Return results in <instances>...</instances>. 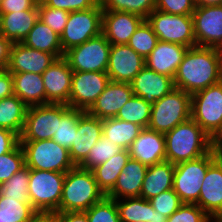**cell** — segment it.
<instances>
[{
  "label": "cell",
  "instance_id": "6da1fadb",
  "mask_svg": "<svg viewBox=\"0 0 222 222\" xmlns=\"http://www.w3.org/2000/svg\"><path fill=\"white\" fill-rule=\"evenodd\" d=\"M174 87L192 95L222 81L220 49L195 46L188 48L173 78Z\"/></svg>",
  "mask_w": 222,
  "mask_h": 222
},
{
  "label": "cell",
  "instance_id": "7a4b0ae2",
  "mask_svg": "<svg viewBox=\"0 0 222 222\" xmlns=\"http://www.w3.org/2000/svg\"><path fill=\"white\" fill-rule=\"evenodd\" d=\"M164 137L166 161L174 165L210 152V136L192 118L174 127Z\"/></svg>",
  "mask_w": 222,
  "mask_h": 222
},
{
  "label": "cell",
  "instance_id": "3957f363",
  "mask_svg": "<svg viewBox=\"0 0 222 222\" xmlns=\"http://www.w3.org/2000/svg\"><path fill=\"white\" fill-rule=\"evenodd\" d=\"M104 197L92 170L75 166L66 172L58 213L85 212Z\"/></svg>",
  "mask_w": 222,
  "mask_h": 222
},
{
  "label": "cell",
  "instance_id": "277c9868",
  "mask_svg": "<svg viewBox=\"0 0 222 222\" xmlns=\"http://www.w3.org/2000/svg\"><path fill=\"white\" fill-rule=\"evenodd\" d=\"M189 118H191V95L174 88L152 105L148 128L166 134Z\"/></svg>",
  "mask_w": 222,
  "mask_h": 222
},
{
  "label": "cell",
  "instance_id": "5b68a950",
  "mask_svg": "<svg viewBox=\"0 0 222 222\" xmlns=\"http://www.w3.org/2000/svg\"><path fill=\"white\" fill-rule=\"evenodd\" d=\"M29 169L66 173L75 165L69 150L54 140L20 141Z\"/></svg>",
  "mask_w": 222,
  "mask_h": 222
},
{
  "label": "cell",
  "instance_id": "8992f818",
  "mask_svg": "<svg viewBox=\"0 0 222 222\" xmlns=\"http://www.w3.org/2000/svg\"><path fill=\"white\" fill-rule=\"evenodd\" d=\"M66 173L30 169L29 199L37 212H58Z\"/></svg>",
  "mask_w": 222,
  "mask_h": 222
},
{
  "label": "cell",
  "instance_id": "52a82bcc",
  "mask_svg": "<svg viewBox=\"0 0 222 222\" xmlns=\"http://www.w3.org/2000/svg\"><path fill=\"white\" fill-rule=\"evenodd\" d=\"M216 160L211 152L175 165L173 190L182 203L196 204L208 167Z\"/></svg>",
  "mask_w": 222,
  "mask_h": 222
},
{
  "label": "cell",
  "instance_id": "ba28073f",
  "mask_svg": "<svg viewBox=\"0 0 222 222\" xmlns=\"http://www.w3.org/2000/svg\"><path fill=\"white\" fill-rule=\"evenodd\" d=\"M102 13L100 2L93 8L69 13L65 29L60 35L63 53L102 33Z\"/></svg>",
  "mask_w": 222,
  "mask_h": 222
},
{
  "label": "cell",
  "instance_id": "9c48e42d",
  "mask_svg": "<svg viewBox=\"0 0 222 222\" xmlns=\"http://www.w3.org/2000/svg\"><path fill=\"white\" fill-rule=\"evenodd\" d=\"M110 49V42L101 33L69 49L63 57L73 72H107Z\"/></svg>",
  "mask_w": 222,
  "mask_h": 222
},
{
  "label": "cell",
  "instance_id": "30bf717a",
  "mask_svg": "<svg viewBox=\"0 0 222 222\" xmlns=\"http://www.w3.org/2000/svg\"><path fill=\"white\" fill-rule=\"evenodd\" d=\"M159 41L195 47V35L192 15L168 14L154 10L146 18Z\"/></svg>",
  "mask_w": 222,
  "mask_h": 222
},
{
  "label": "cell",
  "instance_id": "8fae6325",
  "mask_svg": "<svg viewBox=\"0 0 222 222\" xmlns=\"http://www.w3.org/2000/svg\"><path fill=\"white\" fill-rule=\"evenodd\" d=\"M191 118L209 136L222 127V81L191 95Z\"/></svg>",
  "mask_w": 222,
  "mask_h": 222
},
{
  "label": "cell",
  "instance_id": "7c38bea8",
  "mask_svg": "<svg viewBox=\"0 0 222 222\" xmlns=\"http://www.w3.org/2000/svg\"><path fill=\"white\" fill-rule=\"evenodd\" d=\"M61 118V104L29 106L20 141H38L52 139Z\"/></svg>",
  "mask_w": 222,
  "mask_h": 222
},
{
  "label": "cell",
  "instance_id": "4fadbf2b",
  "mask_svg": "<svg viewBox=\"0 0 222 222\" xmlns=\"http://www.w3.org/2000/svg\"><path fill=\"white\" fill-rule=\"evenodd\" d=\"M109 82L107 72H73L67 105L87 112Z\"/></svg>",
  "mask_w": 222,
  "mask_h": 222
},
{
  "label": "cell",
  "instance_id": "5bb4252c",
  "mask_svg": "<svg viewBox=\"0 0 222 222\" xmlns=\"http://www.w3.org/2000/svg\"><path fill=\"white\" fill-rule=\"evenodd\" d=\"M196 46L222 49V5L196 6L193 14Z\"/></svg>",
  "mask_w": 222,
  "mask_h": 222
},
{
  "label": "cell",
  "instance_id": "9a60e30c",
  "mask_svg": "<svg viewBox=\"0 0 222 222\" xmlns=\"http://www.w3.org/2000/svg\"><path fill=\"white\" fill-rule=\"evenodd\" d=\"M145 67V59L129 45H111L107 74L111 81L130 83Z\"/></svg>",
  "mask_w": 222,
  "mask_h": 222
},
{
  "label": "cell",
  "instance_id": "2e32d148",
  "mask_svg": "<svg viewBox=\"0 0 222 222\" xmlns=\"http://www.w3.org/2000/svg\"><path fill=\"white\" fill-rule=\"evenodd\" d=\"M73 70L64 57L57 58L41 75L46 104H68Z\"/></svg>",
  "mask_w": 222,
  "mask_h": 222
},
{
  "label": "cell",
  "instance_id": "e0dca14e",
  "mask_svg": "<svg viewBox=\"0 0 222 222\" xmlns=\"http://www.w3.org/2000/svg\"><path fill=\"white\" fill-rule=\"evenodd\" d=\"M133 96L130 83L110 80L87 113L101 120L115 118L119 110Z\"/></svg>",
  "mask_w": 222,
  "mask_h": 222
},
{
  "label": "cell",
  "instance_id": "ac0fdd59",
  "mask_svg": "<svg viewBox=\"0 0 222 222\" xmlns=\"http://www.w3.org/2000/svg\"><path fill=\"white\" fill-rule=\"evenodd\" d=\"M145 19L140 15L119 11H103L102 34L111 45L127 44Z\"/></svg>",
  "mask_w": 222,
  "mask_h": 222
},
{
  "label": "cell",
  "instance_id": "d6986e66",
  "mask_svg": "<svg viewBox=\"0 0 222 222\" xmlns=\"http://www.w3.org/2000/svg\"><path fill=\"white\" fill-rule=\"evenodd\" d=\"M56 58L47 52L27 47L21 42L13 43L7 70L10 73L42 74Z\"/></svg>",
  "mask_w": 222,
  "mask_h": 222
},
{
  "label": "cell",
  "instance_id": "ffe728a7",
  "mask_svg": "<svg viewBox=\"0 0 222 222\" xmlns=\"http://www.w3.org/2000/svg\"><path fill=\"white\" fill-rule=\"evenodd\" d=\"M130 158L138 160L146 166L166 161L164 134L143 128L128 149Z\"/></svg>",
  "mask_w": 222,
  "mask_h": 222
},
{
  "label": "cell",
  "instance_id": "44dd1931",
  "mask_svg": "<svg viewBox=\"0 0 222 222\" xmlns=\"http://www.w3.org/2000/svg\"><path fill=\"white\" fill-rule=\"evenodd\" d=\"M102 137V120L85 112L78 120L77 132L69 149L71 161L79 166L88 156L90 149Z\"/></svg>",
  "mask_w": 222,
  "mask_h": 222
},
{
  "label": "cell",
  "instance_id": "7402d4cb",
  "mask_svg": "<svg viewBox=\"0 0 222 222\" xmlns=\"http://www.w3.org/2000/svg\"><path fill=\"white\" fill-rule=\"evenodd\" d=\"M196 204L212 219L222 212V160L208 167Z\"/></svg>",
  "mask_w": 222,
  "mask_h": 222
},
{
  "label": "cell",
  "instance_id": "603a6c76",
  "mask_svg": "<svg viewBox=\"0 0 222 222\" xmlns=\"http://www.w3.org/2000/svg\"><path fill=\"white\" fill-rule=\"evenodd\" d=\"M133 94L153 105L174 89L173 78L159 74L146 66L130 82Z\"/></svg>",
  "mask_w": 222,
  "mask_h": 222
},
{
  "label": "cell",
  "instance_id": "cb8c5ba5",
  "mask_svg": "<svg viewBox=\"0 0 222 222\" xmlns=\"http://www.w3.org/2000/svg\"><path fill=\"white\" fill-rule=\"evenodd\" d=\"M188 48L180 44L158 41L145 59V66L159 74L174 78Z\"/></svg>",
  "mask_w": 222,
  "mask_h": 222
},
{
  "label": "cell",
  "instance_id": "d4e9b609",
  "mask_svg": "<svg viewBox=\"0 0 222 222\" xmlns=\"http://www.w3.org/2000/svg\"><path fill=\"white\" fill-rule=\"evenodd\" d=\"M147 169L148 166L138 160L130 158L118 176L113 189L106 197L113 200L140 197L142 183Z\"/></svg>",
  "mask_w": 222,
  "mask_h": 222
},
{
  "label": "cell",
  "instance_id": "484cf974",
  "mask_svg": "<svg viewBox=\"0 0 222 222\" xmlns=\"http://www.w3.org/2000/svg\"><path fill=\"white\" fill-rule=\"evenodd\" d=\"M38 17V5L31 10L0 14V34L12 43L22 42Z\"/></svg>",
  "mask_w": 222,
  "mask_h": 222
},
{
  "label": "cell",
  "instance_id": "4316f807",
  "mask_svg": "<svg viewBox=\"0 0 222 222\" xmlns=\"http://www.w3.org/2000/svg\"><path fill=\"white\" fill-rule=\"evenodd\" d=\"M174 171L175 165L168 161L148 166L140 197L149 200L162 192L173 189Z\"/></svg>",
  "mask_w": 222,
  "mask_h": 222
},
{
  "label": "cell",
  "instance_id": "83f0119b",
  "mask_svg": "<svg viewBox=\"0 0 222 222\" xmlns=\"http://www.w3.org/2000/svg\"><path fill=\"white\" fill-rule=\"evenodd\" d=\"M13 77L14 94L28 107L46 105V91L43 78L37 73H11Z\"/></svg>",
  "mask_w": 222,
  "mask_h": 222
},
{
  "label": "cell",
  "instance_id": "f1b7e54d",
  "mask_svg": "<svg viewBox=\"0 0 222 222\" xmlns=\"http://www.w3.org/2000/svg\"><path fill=\"white\" fill-rule=\"evenodd\" d=\"M21 43L27 47L50 53L56 59L64 56L60 36L39 19Z\"/></svg>",
  "mask_w": 222,
  "mask_h": 222
},
{
  "label": "cell",
  "instance_id": "f546056e",
  "mask_svg": "<svg viewBox=\"0 0 222 222\" xmlns=\"http://www.w3.org/2000/svg\"><path fill=\"white\" fill-rule=\"evenodd\" d=\"M129 159V150L123 149L121 152L113 155L106 162L92 169L98 188L105 194V196L113 189L118 176L121 174L123 167Z\"/></svg>",
  "mask_w": 222,
  "mask_h": 222
},
{
  "label": "cell",
  "instance_id": "4dcf8cb0",
  "mask_svg": "<svg viewBox=\"0 0 222 222\" xmlns=\"http://www.w3.org/2000/svg\"><path fill=\"white\" fill-rule=\"evenodd\" d=\"M28 106L15 94L0 100V128L16 133L23 131Z\"/></svg>",
  "mask_w": 222,
  "mask_h": 222
},
{
  "label": "cell",
  "instance_id": "1f68e13d",
  "mask_svg": "<svg viewBox=\"0 0 222 222\" xmlns=\"http://www.w3.org/2000/svg\"><path fill=\"white\" fill-rule=\"evenodd\" d=\"M143 128L118 118L102 120V135L123 149H129Z\"/></svg>",
  "mask_w": 222,
  "mask_h": 222
},
{
  "label": "cell",
  "instance_id": "d6a6232c",
  "mask_svg": "<svg viewBox=\"0 0 222 222\" xmlns=\"http://www.w3.org/2000/svg\"><path fill=\"white\" fill-rule=\"evenodd\" d=\"M121 222H152L153 207L142 197L116 199Z\"/></svg>",
  "mask_w": 222,
  "mask_h": 222
},
{
  "label": "cell",
  "instance_id": "836d02e7",
  "mask_svg": "<svg viewBox=\"0 0 222 222\" xmlns=\"http://www.w3.org/2000/svg\"><path fill=\"white\" fill-rule=\"evenodd\" d=\"M84 113L67 104H61V118H58V128L52 140L69 150L77 132L78 120Z\"/></svg>",
  "mask_w": 222,
  "mask_h": 222
},
{
  "label": "cell",
  "instance_id": "e575fe53",
  "mask_svg": "<svg viewBox=\"0 0 222 222\" xmlns=\"http://www.w3.org/2000/svg\"><path fill=\"white\" fill-rule=\"evenodd\" d=\"M37 211L24 198L0 195V222H31Z\"/></svg>",
  "mask_w": 222,
  "mask_h": 222
},
{
  "label": "cell",
  "instance_id": "d590c367",
  "mask_svg": "<svg viewBox=\"0 0 222 222\" xmlns=\"http://www.w3.org/2000/svg\"><path fill=\"white\" fill-rule=\"evenodd\" d=\"M151 108V104L147 103L143 98L134 95L119 110L115 118L147 128L151 118Z\"/></svg>",
  "mask_w": 222,
  "mask_h": 222
},
{
  "label": "cell",
  "instance_id": "8d00e7d4",
  "mask_svg": "<svg viewBox=\"0 0 222 222\" xmlns=\"http://www.w3.org/2000/svg\"><path fill=\"white\" fill-rule=\"evenodd\" d=\"M122 150L123 148L114 144L102 135V137L98 139L96 144L90 149L88 156L79 167L86 170H92Z\"/></svg>",
  "mask_w": 222,
  "mask_h": 222
},
{
  "label": "cell",
  "instance_id": "74e56055",
  "mask_svg": "<svg viewBox=\"0 0 222 222\" xmlns=\"http://www.w3.org/2000/svg\"><path fill=\"white\" fill-rule=\"evenodd\" d=\"M103 11H119L140 15L144 19L155 10V0H100Z\"/></svg>",
  "mask_w": 222,
  "mask_h": 222
},
{
  "label": "cell",
  "instance_id": "f35d334b",
  "mask_svg": "<svg viewBox=\"0 0 222 222\" xmlns=\"http://www.w3.org/2000/svg\"><path fill=\"white\" fill-rule=\"evenodd\" d=\"M159 39L145 19L130 37L129 45L136 53L146 59L157 45Z\"/></svg>",
  "mask_w": 222,
  "mask_h": 222
},
{
  "label": "cell",
  "instance_id": "ab89813d",
  "mask_svg": "<svg viewBox=\"0 0 222 222\" xmlns=\"http://www.w3.org/2000/svg\"><path fill=\"white\" fill-rule=\"evenodd\" d=\"M29 178L30 169L25 165L17 171L8 181L0 185V195L4 198H24L27 202L29 199Z\"/></svg>",
  "mask_w": 222,
  "mask_h": 222
},
{
  "label": "cell",
  "instance_id": "60d3db41",
  "mask_svg": "<svg viewBox=\"0 0 222 222\" xmlns=\"http://www.w3.org/2000/svg\"><path fill=\"white\" fill-rule=\"evenodd\" d=\"M85 212L89 222H121L116 201L106 196Z\"/></svg>",
  "mask_w": 222,
  "mask_h": 222
},
{
  "label": "cell",
  "instance_id": "b9f144b4",
  "mask_svg": "<svg viewBox=\"0 0 222 222\" xmlns=\"http://www.w3.org/2000/svg\"><path fill=\"white\" fill-rule=\"evenodd\" d=\"M24 166V151L19 143L11 152L0 155V185Z\"/></svg>",
  "mask_w": 222,
  "mask_h": 222
},
{
  "label": "cell",
  "instance_id": "7bdbcfd3",
  "mask_svg": "<svg viewBox=\"0 0 222 222\" xmlns=\"http://www.w3.org/2000/svg\"><path fill=\"white\" fill-rule=\"evenodd\" d=\"M38 17L59 36L63 33L69 12L61 9L50 8L44 3L38 5Z\"/></svg>",
  "mask_w": 222,
  "mask_h": 222
},
{
  "label": "cell",
  "instance_id": "ee69618b",
  "mask_svg": "<svg viewBox=\"0 0 222 222\" xmlns=\"http://www.w3.org/2000/svg\"><path fill=\"white\" fill-rule=\"evenodd\" d=\"M167 222H212V218L197 204L183 203L167 218Z\"/></svg>",
  "mask_w": 222,
  "mask_h": 222
},
{
  "label": "cell",
  "instance_id": "f6af8a7d",
  "mask_svg": "<svg viewBox=\"0 0 222 222\" xmlns=\"http://www.w3.org/2000/svg\"><path fill=\"white\" fill-rule=\"evenodd\" d=\"M153 209L170 217L183 204L173 189L167 190L149 199Z\"/></svg>",
  "mask_w": 222,
  "mask_h": 222
},
{
  "label": "cell",
  "instance_id": "bcb514c9",
  "mask_svg": "<svg viewBox=\"0 0 222 222\" xmlns=\"http://www.w3.org/2000/svg\"><path fill=\"white\" fill-rule=\"evenodd\" d=\"M196 8L194 0H155V9L175 15H192Z\"/></svg>",
  "mask_w": 222,
  "mask_h": 222
},
{
  "label": "cell",
  "instance_id": "7dc6e473",
  "mask_svg": "<svg viewBox=\"0 0 222 222\" xmlns=\"http://www.w3.org/2000/svg\"><path fill=\"white\" fill-rule=\"evenodd\" d=\"M100 0H45L44 4L50 8L68 11H82L95 7Z\"/></svg>",
  "mask_w": 222,
  "mask_h": 222
},
{
  "label": "cell",
  "instance_id": "c3c4849f",
  "mask_svg": "<svg viewBox=\"0 0 222 222\" xmlns=\"http://www.w3.org/2000/svg\"><path fill=\"white\" fill-rule=\"evenodd\" d=\"M35 5L33 0H3L0 5V14L31 10Z\"/></svg>",
  "mask_w": 222,
  "mask_h": 222
},
{
  "label": "cell",
  "instance_id": "681fc988",
  "mask_svg": "<svg viewBox=\"0 0 222 222\" xmlns=\"http://www.w3.org/2000/svg\"><path fill=\"white\" fill-rule=\"evenodd\" d=\"M20 143V137L7 129L0 128V155L11 152Z\"/></svg>",
  "mask_w": 222,
  "mask_h": 222
},
{
  "label": "cell",
  "instance_id": "f907efd6",
  "mask_svg": "<svg viewBox=\"0 0 222 222\" xmlns=\"http://www.w3.org/2000/svg\"><path fill=\"white\" fill-rule=\"evenodd\" d=\"M14 94L12 74L7 69H0V100Z\"/></svg>",
  "mask_w": 222,
  "mask_h": 222
},
{
  "label": "cell",
  "instance_id": "816d5d0a",
  "mask_svg": "<svg viewBox=\"0 0 222 222\" xmlns=\"http://www.w3.org/2000/svg\"><path fill=\"white\" fill-rule=\"evenodd\" d=\"M210 152L216 159L222 160V127L210 136Z\"/></svg>",
  "mask_w": 222,
  "mask_h": 222
},
{
  "label": "cell",
  "instance_id": "f5cc1de1",
  "mask_svg": "<svg viewBox=\"0 0 222 222\" xmlns=\"http://www.w3.org/2000/svg\"><path fill=\"white\" fill-rule=\"evenodd\" d=\"M12 42L0 34V69H7Z\"/></svg>",
  "mask_w": 222,
  "mask_h": 222
},
{
  "label": "cell",
  "instance_id": "db71d44e",
  "mask_svg": "<svg viewBox=\"0 0 222 222\" xmlns=\"http://www.w3.org/2000/svg\"><path fill=\"white\" fill-rule=\"evenodd\" d=\"M31 222H63V213L37 212Z\"/></svg>",
  "mask_w": 222,
  "mask_h": 222
},
{
  "label": "cell",
  "instance_id": "11a10c76",
  "mask_svg": "<svg viewBox=\"0 0 222 222\" xmlns=\"http://www.w3.org/2000/svg\"><path fill=\"white\" fill-rule=\"evenodd\" d=\"M63 222H89L86 212H63Z\"/></svg>",
  "mask_w": 222,
  "mask_h": 222
},
{
  "label": "cell",
  "instance_id": "9f6ffc18",
  "mask_svg": "<svg viewBox=\"0 0 222 222\" xmlns=\"http://www.w3.org/2000/svg\"><path fill=\"white\" fill-rule=\"evenodd\" d=\"M196 6L222 5V0H194Z\"/></svg>",
  "mask_w": 222,
  "mask_h": 222
},
{
  "label": "cell",
  "instance_id": "6f0895ef",
  "mask_svg": "<svg viewBox=\"0 0 222 222\" xmlns=\"http://www.w3.org/2000/svg\"><path fill=\"white\" fill-rule=\"evenodd\" d=\"M152 222H167V217L153 209Z\"/></svg>",
  "mask_w": 222,
  "mask_h": 222
},
{
  "label": "cell",
  "instance_id": "680465c9",
  "mask_svg": "<svg viewBox=\"0 0 222 222\" xmlns=\"http://www.w3.org/2000/svg\"><path fill=\"white\" fill-rule=\"evenodd\" d=\"M37 5L42 4L45 0H33Z\"/></svg>",
  "mask_w": 222,
  "mask_h": 222
},
{
  "label": "cell",
  "instance_id": "91938a15",
  "mask_svg": "<svg viewBox=\"0 0 222 222\" xmlns=\"http://www.w3.org/2000/svg\"><path fill=\"white\" fill-rule=\"evenodd\" d=\"M212 222H222V218H213Z\"/></svg>",
  "mask_w": 222,
  "mask_h": 222
},
{
  "label": "cell",
  "instance_id": "94428289",
  "mask_svg": "<svg viewBox=\"0 0 222 222\" xmlns=\"http://www.w3.org/2000/svg\"><path fill=\"white\" fill-rule=\"evenodd\" d=\"M215 218H222V212Z\"/></svg>",
  "mask_w": 222,
  "mask_h": 222
}]
</instances>
